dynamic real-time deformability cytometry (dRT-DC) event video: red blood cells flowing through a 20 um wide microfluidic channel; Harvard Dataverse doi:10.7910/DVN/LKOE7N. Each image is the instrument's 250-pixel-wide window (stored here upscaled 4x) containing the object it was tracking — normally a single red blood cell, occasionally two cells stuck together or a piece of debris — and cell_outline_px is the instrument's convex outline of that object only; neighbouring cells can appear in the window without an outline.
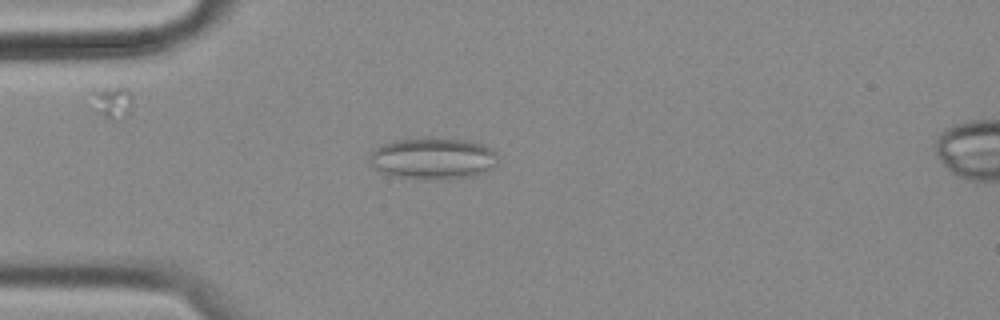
{"species": "common noctule bat (a hibernating species)", "species_latin": "Nyctalus noctula", "temperature_condition": "cold", "stored_images_in_passage": 49, "camera_frame_rate_fps": 3000, "um_per_image_px": 0.085, "animal": {"sex": "female", "body_mass_g": 18.4}, "frame": {"image": 1, "passage_image": 7, "time_ms": 2.0, "image_size_px": [1000, 320], "cell_outline_px": [[496, 164], [472, 176], [440, 180], [404, 176], [384, 172], [376, 168], [372, 164], [372, 152], [380, 144], [396, 140], [472, 140], [484, 144], [492, 148], [496, 152]], "centroid_in_image_um": [36.87, 13.47], "position_along_channel_um": 48.1, "area_um2": 29.77}}
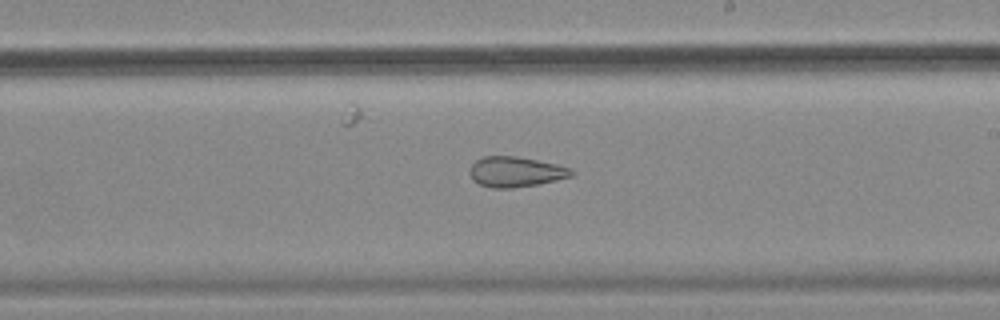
{"frame": {"image": 2, "passage_image": 25, "time_ms": 8.0, "image_size_px": [1000, 320], "cell_outline_px": [[576, 172], [572, 176], [556, 180], [536, 184], [512, 188], [492, 188], [480, 184], [472, 180], [468, 172], [472, 164], [476, 160], [484, 156], [516, 156], [556, 164], [572, 168]], "centroid_in_image_um": [43.82, 14.6], "position_along_channel_um": 245.2, "area_um2": 17.98}}
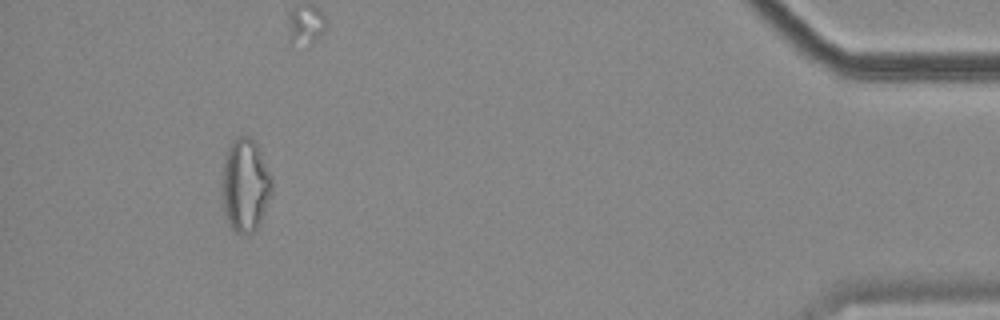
{"frame": {"image": 3, "passage_image": 45, "time_ms": 14.667, "image_size_px": [1000, 320], "cell_outline_px": [[272, 192], [260, 224], [252, 232], [236, 232], [228, 224], [224, 212], [220, 188], [220, 180], [224, 152], [232, 140], [240, 136], [248, 136], [256, 140], [272, 176]], "centroid_in_image_um": [20.81, 15.68], "position_along_channel_um": 414.4, "area_um2": 27.98}, "authors_computed_cell_mechanics": {"area_um2": 22.4842, "velocity_mm_per_s": 3.5084, "shape_relaxation_time_tau1_ms": null, "shape_relaxation_time_tau2_ms": 3.1121, "deformation_change_tau1": null, "deformation_change_tau2": 0.1042}}